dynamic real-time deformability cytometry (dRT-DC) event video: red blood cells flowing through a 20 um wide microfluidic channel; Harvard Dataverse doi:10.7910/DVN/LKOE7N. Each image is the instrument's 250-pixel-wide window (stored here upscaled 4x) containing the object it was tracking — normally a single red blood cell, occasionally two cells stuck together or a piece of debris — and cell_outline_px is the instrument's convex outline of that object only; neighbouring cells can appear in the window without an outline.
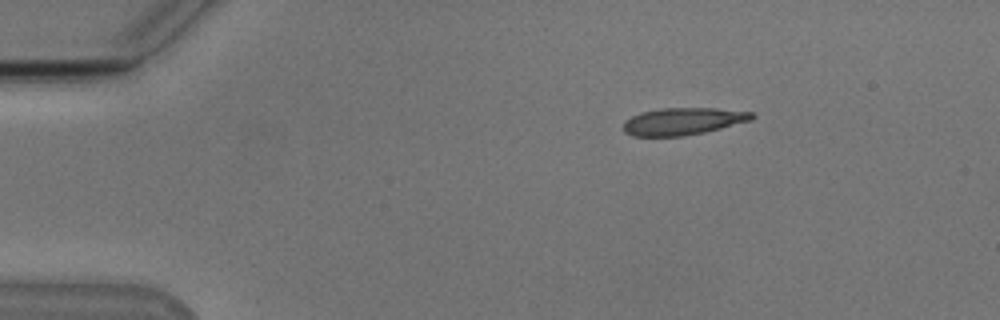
{"species": "Egyptian fruit bat (a non-hibernating species)", "species_latin": "Rousettus aegyptiacus", "temperature_condition": "cold", "stored_images_in_passage": 46, "camera_frame_rate_fps": 3000, "um_per_image_px": 0.085, "animal": {"sex": "male"}, "frame": {"image": 1, "passage_image": 1, "time_ms": 0.0, "image_size_px": [1000, 320], "cell_outline_px": [[756, 116], [752, 120], [704, 132], [684, 136], [632, 136], [624, 132], [624, 120], [640, 112], [660, 108], [716, 108], [752, 112]], "centroid_in_image_um": [58.04, 10.3], "position_along_channel_um": 27.0, "area_um2": 20.4}}
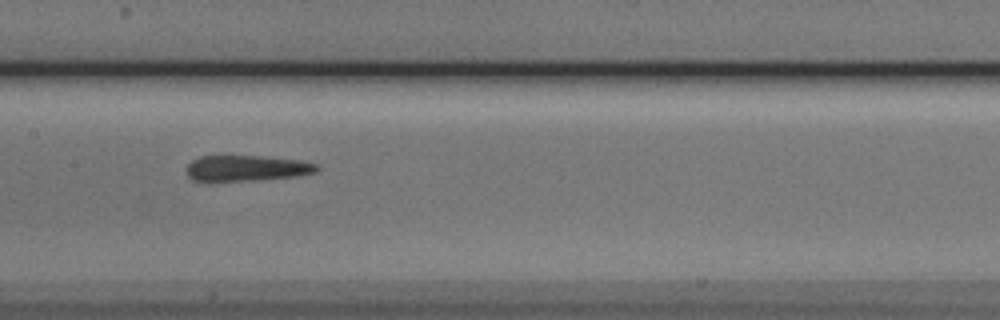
{"frame": {"image": 2, "passage_image": 19, "time_ms": 6.0, "image_size_px": [1000, 320], "cell_outline_px": [[320, 168], [316, 172], [296, 176], [252, 180], [192, 180], [188, 176], [188, 164], [192, 160], [200, 156], [260, 156], [300, 160], [316, 164]], "centroid_in_image_um": [20.99, 14.28], "position_along_channel_um": 186.4, "area_um2": 19.19}}
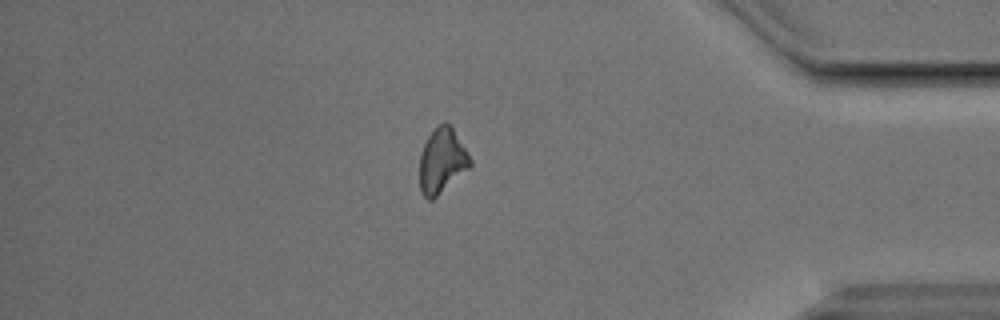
{"frame": {"image": 3, "passage_image": 38, "time_ms": 12.333, "image_size_px": [1000, 320], "cell_outline_px": [[472, 164], [468, 168], [432, 200], [428, 200], [420, 192], [420, 152], [428, 136], [444, 120], [448, 120], [452, 124], [472, 160]], "centroid_in_image_um": [37.57, 13.62], "position_along_channel_um": 397.6, "area_um2": 19.13}, "authors_computed_cell_mechanics": {"area_um2": 20.2011, "velocity_mm_per_s": 3.8352, "shape_relaxation_time_tau1_ms": null, "shape_relaxation_time_tau2_ms": 7.7835, "deformation_change_tau1": null, "deformation_change_tau2": 0.1815}}